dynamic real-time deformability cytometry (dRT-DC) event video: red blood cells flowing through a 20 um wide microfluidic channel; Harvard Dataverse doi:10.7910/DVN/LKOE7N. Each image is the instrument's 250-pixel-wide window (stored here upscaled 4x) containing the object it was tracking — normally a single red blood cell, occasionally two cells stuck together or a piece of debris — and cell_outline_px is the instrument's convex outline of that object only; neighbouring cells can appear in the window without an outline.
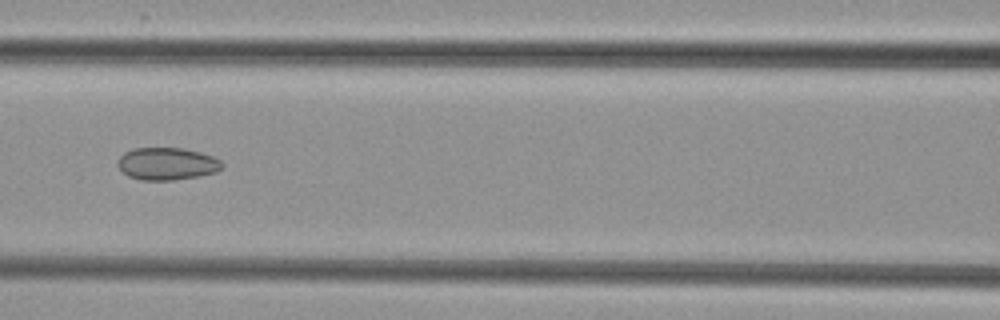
{"species": "common noctule bat (a hibernating species)", "species_latin": "Nyctalus noctula", "temperature_condition": "cold", "stored_images_in_passage": 7, "camera_frame_rate_fps": 3000, "um_per_image_px": 0.085, "animal": {"sex": "female", "body_mass_g": 29.2, "forearm_length_mm": 56.3}, "frame": {"image": 1, "passage_image": 6, "time_ms": 6.0, "image_size_px": [1000, 320], "cell_outline_px": [[224, 164], [216, 172], [200, 176], [172, 180], [140, 180], [128, 176], [116, 164], [120, 156], [124, 152], [132, 148], [184, 148], [200, 152], [212, 156], [220, 160]], "centroid_in_image_um": [14.18, 13.91], "position_along_channel_um": 152.4, "area_um2": 19.77}}
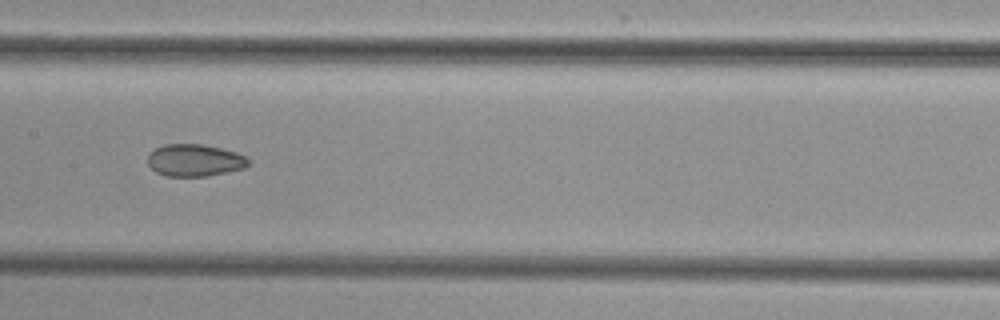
{"frame": {"image": 2, "passage_image": 7, "time_ms": 7.0, "image_size_px": [1000, 320], "cell_outline_px": [[248, 164], [244, 168], [204, 176], [164, 176], [156, 172], [148, 164], [148, 156], [156, 148], [164, 144], [204, 144], [236, 152], [248, 156]], "centroid_in_image_um": [16.54, 13.61], "position_along_channel_um": 190.9, "area_um2": 18.73}}